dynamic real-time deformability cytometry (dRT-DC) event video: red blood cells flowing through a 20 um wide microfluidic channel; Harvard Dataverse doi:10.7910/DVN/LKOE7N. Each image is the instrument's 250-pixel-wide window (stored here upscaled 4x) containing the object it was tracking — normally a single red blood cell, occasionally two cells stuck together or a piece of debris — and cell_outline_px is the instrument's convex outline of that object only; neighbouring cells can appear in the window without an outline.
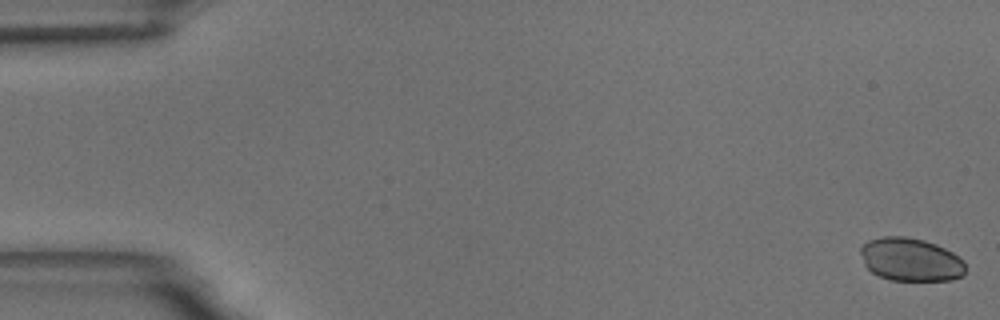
{"species": "common noctule bat (a hibernating species)", "species_latin": "Nyctalus noctula", "temperature_condition": "room temperature", "stored_images_in_passage": 16, "camera_frame_rate_fps": 3000, "um_per_image_px": 0.085, "animal": {"sex": "male", "body_mass_g": 18.8}, "frame": {"image": 1, "passage_image": 1, "time_ms": 0.0, "image_size_px": [1000, 320], "cell_outline_px": [[964, 276], [952, 280], [892, 280], [880, 276], [872, 272], [864, 264], [860, 252], [860, 248], [868, 240], [880, 236], [904, 236], [924, 240], [936, 244], [960, 256], [964, 260]], "centroid_in_image_um": [77.41, 22.05], "position_along_channel_um": 7.6, "area_um2": 26.53}}